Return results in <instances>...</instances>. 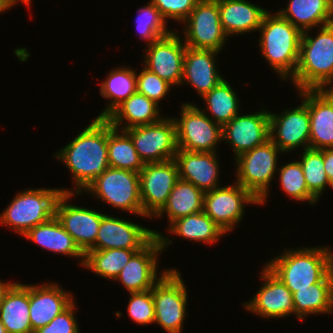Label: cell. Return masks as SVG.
<instances>
[{
  "instance_id": "19",
  "label": "cell",
  "mask_w": 333,
  "mask_h": 333,
  "mask_svg": "<svg viewBox=\"0 0 333 333\" xmlns=\"http://www.w3.org/2000/svg\"><path fill=\"white\" fill-rule=\"evenodd\" d=\"M260 109L255 113H240L222 127V141L229 143L235 158L270 139L269 111L263 106Z\"/></svg>"
},
{
  "instance_id": "7",
  "label": "cell",
  "mask_w": 333,
  "mask_h": 333,
  "mask_svg": "<svg viewBox=\"0 0 333 333\" xmlns=\"http://www.w3.org/2000/svg\"><path fill=\"white\" fill-rule=\"evenodd\" d=\"M98 200L141 217L148 218L142 210L139 173L108 167L83 191Z\"/></svg>"
},
{
  "instance_id": "1",
  "label": "cell",
  "mask_w": 333,
  "mask_h": 333,
  "mask_svg": "<svg viewBox=\"0 0 333 333\" xmlns=\"http://www.w3.org/2000/svg\"><path fill=\"white\" fill-rule=\"evenodd\" d=\"M88 125L54 154L73 174L76 196L110 167L107 154L109 122L105 118H95Z\"/></svg>"
},
{
  "instance_id": "3",
  "label": "cell",
  "mask_w": 333,
  "mask_h": 333,
  "mask_svg": "<svg viewBox=\"0 0 333 333\" xmlns=\"http://www.w3.org/2000/svg\"><path fill=\"white\" fill-rule=\"evenodd\" d=\"M332 251L327 246L288 248L264 265L293 294L320 282L333 269Z\"/></svg>"
},
{
  "instance_id": "9",
  "label": "cell",
  "mask_w": 333,
  "mask_h": 333,
  "mask_svg": "<svg viewBox=\"0 0 333 333\" xmlns=\"http://www.w3.org/2000/svg\"><path fill=\"white\" fill-rule=\"evenodd\" d=\"M151 290L155 308L154 323L168 333H182L189 296L181 274L177 269L169 268Z\"/></svg>"
},
{
  "instance_id": "10",
  "label": "cell",
  "mask_w": 333,
  "mask_h": 333,
  "mask_svg": "<svg viewBox=\"0 0 333 333\" xmlns=\"http://www.w3.org/2000/svg\"><path fill=\"white\" fill-rule=\"evenodd\" d=\"M171 243L173 240L164 234L155 236L144 248L132 255L115 280L121 283L129 293L151 290L169 270H162V273L160 271L161 275L157 271L158 257Z\"/></svg>"
},
{
  "instance_id": "22",
  "label": "cell",
  "mask_w": 333,
  "mask_h": 333,
  "mask_svg": "<svg viewBox=\"0 0 333 333\" xmlns=\"http://www.w3.org/2000/svg\"><path fill=\"white\" fill-rule=\"evenodd\" d=\"M74 301L73 294L57 283L29 284V317L33 332L50 323Z\"/></svg>"
},
{
  "instance_id": "41",
  "label": "cell",
  "mask_w": 333,
  "mask_h": 333,
  "mask_svg": "<svg viewBox=\"0 0 333 333\" xmlns=\"http://www.w3.org/2000/svg\"><path fill=\"white\" fill-rule=\"evenodd\" d=\"M142 69L136 74L137 92L161 106L159 101L166 98L165 96L172 90V85L145 67Z\"/></svg>"
},
{
  "instance_id": "46",
  "label": "cell",
  "mask_w": 333,
  "mask_h": 333,
  "mask_svg": "<svg viewBox=\"0 0 333 333\" xmlns=\"http://www.w3.org/2000/svg\"><path fill=\"white\" fill-rule=\"evenodd\" d=\"M11 283L12 282H4V281L0 280V302H1V299H2V296L5 292V290L9 287V285Z\"/></svg>"
},
{
  "instance_id": "39",
  "label": "cell",
  "mask_w": 333,
  "mask_h": 333,
  "mask_svg": "<svg viewBox=\"0 0 333 333\" xmlns=\"http://www.w3.org/2000/svg\"><path fill=\"white\" fill-rule=\"evenodd\" d=\"M137 14L136 29L140 38L147 41V45L172 31L166 27L167 23L150 1L144 7L139 8Z\"/></svg>"
},
{
  "instance_id": "13",
  "label": "cell",
  "mask_w": 333,
  "mask_h": 333,
  "mask_svg": "<svg viewBox=\"0 0 333 333\" xmlns=\"http://www.w3.org/2000/svg\"><path fill=\"white\" fill-rule=\"evenodd\" d=\"M260 202L237 182L204 192L203 212L227 234L243 220L245 206Z\"/></svg>"
},
{
  "instance_id": "21",
  "label": "cell",
  "mask_w": 333,
  "mask_h": 333,
  "mask_svg": "<svg viewBox=\"0 0 333 333\" xmlns=\"http://www.w3.org/2000/svg\"><path fill=\"white\" fill-rule=\"evenodd\" d=\"M310 116L309 148H333V89L298 91Z\"/></svg>"
},
{
  "instance_id": "14",
  "label": "cell",
  "mask_w": 333,
  "mask_h": 333,
  "mask_svg": "<svg viewBox=\"0 0 333 333\" xmlns=\"http://www.w3.org/2000/svg\"><path fill=\"white\" fill-rule=\"evenodd\" d=\"M178 180L174 159L144 165L139 173V187L142 210L148 218L154 217L163 208Z\"/></svg>"
},
{
  "instance_id": "30",
  "label": "cell",
  "mask_w": 333,
  "mask_h": 333,
  "mask_svg": "<svg viewBox=\"0 0 333 333\" xmlns=\"http://www.w3.org/2000/svg\"><path fill=\"white\" fill-rule=\"evenodd\" d=\"M293 303L301 321L310 314H333V269L320 282L294 292Z\"/></svg>"
},
{
  "instance_id": "35",
  "label": "cell",
  "mask_w": 333,
  "mask_h": 333,
  "mask_svg": "<svg viewBox=\"0 0 333 333\" xmlns=\"http://www.w3.org/2000/svg\"><path fill=\"white\" fill-rule=\"evenodd\" d=\"M202 99L207 106L208 117L223 127L239 114V98L231 84L224 78L216 87L206 93Z\"/></svg>"
},
{
  "instance_id": "48",
  "label": "cell",
  "mask_w": 333,
  "mask_h": 333,
  "mask_svg": "<svg viewBox=\"0 0 333 333\" xmlns=\"http://www.w3.org/2000/svg\"><path fill=\"white\" fill-rule=\"evenodd\" d=\"M0 333H7L1 321H0Z\"/></svg>"
},
{
  "instance_id": "27",
  "label": "cell",
  "mask_w": 333,
  "mask_h": 333,
  "mask_svg": "<svg viewBox=\"0 0 333 333\" xmlns=\"http://www.w3.org/2000/svg\"><path fill=\"white\" fill-rule=\"evenodd\" d=\"M160 111L158 104L136 91L105 119L114 128L127 130L159 122L163 118L162 115L160 116Z\"/></svg>"
},
{
  "instance_id": "18",
  "label": "cell",
  "mask_w": 333,
  "mask_h": 333,
  "mask_svg": "<svg viewBox=\"0 0 333 333\" xmlns=\"http://www.w3.org/2000/svg\"><path fill=\"white\" fill-rule=\"evenodd\" d=\"M159 235L161 233L156 230L105 214L101 220L95 245L90 250L142 249Z\"/></svg>"
},
{
  "instance_id": "16",
  "label": "cell",
  "mask_w": 333,
  "mask_h": 333,
  "mask_svg": "<svg viewBox=\"0 0 333 333\" xmlns=\"http://www.w3.org/2000/svg\"><path fill=\"white\" fill-rule=\"evenodd\" d=\"M74 195V192L63 193L58 198L55 206V217L72 236L79 249L86 254L95 245L101 220L105 213L71 204L69 200Z\"/></svg>"
},
{
  "instance_id": "4",
  "label": "cell",
  "mask_w": 333,
  "mask_h": 333,
  "mask_svg": "<svg viewBox=\"0 0 333 333\" xmlns=\"http://www.w3.org/2000/svg\"><path fill=\"white\" fill-rule=\"evenodd\" d=\"M259 48L267 63L281 79L290 80L299 59L302 32L277 12L264 16L258 29Z\"/></svg>"
},
{
  "instance_id": "11",
  "label": "cell",
  "mask_w": 333,
  "mask_h": 333,
  "mask_svg": "<svg viewBox=\"0 0 333 333\" xmlns=\"http://www.w3.org/2000/svg\"><path fill=\"white\" fill-rule=\"evenodd\" d=\"M183 26V41L193 49L220 52L228 40L221 26L217 0H199Z\"/></svg>"
},
{
  "instance_id": "20",
  "label": "cell",
  "mask_w": 333,
  "mask_h": 333,
  "mask_svg": "<svg viewBox=\"0 0 333 333\" xmlns=\"http://www.w3.org/2000/svg\"><path fill=\"white\" fill-rule=\"evenodd\" d=\"M261 272L263 283L243 308L265 319H280L294 314L292 292L266 266Z\"/></svg>"
},
{
  "instance_id": "25",
  "label": "cell",
  "mask_w": 333,
  "mask_h": 333,
  "mask_svg": "<svg viewBox=\"0 0 333 333\" xmlns=\"http://www.w3.org/2000/svg\"><path fill=\"white\" fill-rule=\"evenodd\" d=\"M220 22L227 37L258 31L269 12L247 0H217Z\"/></svg>"
},
{
  "instance_id": "47",
  "label": "cell",
  "mask_w": 333,
  "mask_h": 333,
  "mask_svg": "<svg viewBox=\"0 0 333 333\" xmlns=\"http://www.w3.org/2000/svg\"><path fill=\"white\" fill-rule=\"evenodd\" d=\"M12 8L5 0H0V14Z\"/></svg>"
},
{
  "instance_id": "42",
  "label": "cell",
  "mask_w": 333,
  "mask_h": 333,
  "mask_svg": "<svg viewBox=\"0 0 333 333\" xmlns=\"http://www.w3.org/2000/svg\"><path fill=\"white\" fill-rule=\"evenodd\" d=\"M198 1L199 0H150L159 10L160 15L166 23L168 19L183 23L193 11Z\"/></svg>"
},
{
  "instance_id": "31",
  "label": "cell",
  "mask_w": 333,
  "mask_h": 333,
  "mask_svg": "<svg viewBox=\"0 0 333 333\" xmlns=\"http://www.w3.org/2000/svg\"><path fill=\"white\" fill-rule=\"evenodd\" d=\"M204 192L192 183L179 179L174 185L166 204L154 216L168 218L169 225L178 218L203 212Z\"/></svg>"
},
{
  "instance_id": "45",
  "label": "cell",
  "mask_w": 333,
  "mask_h": 333,
  "mask_svg": "<svg viewBox=\"0 0 333 333\" xmlns=\"http://www.w3.org/2000/svg\"><path fill=\"white\" fill-rule=\"evenodd\" d=\"M12 8H13V6H16L17 5V3H23V4H25L26 5V7H31L30 5H31V1H33V0H5Z\"/></svg>"
},
{
  "instance_id": "2",
  "label": "cell",
  "mask_w": 333,
  "mask_h": 333,
  "mask_svg": "<svg viewBox=\"0 0 333 333\" xmlns=\"http://www.w3.org/2000/svg\"><path fill=\"white\" fill-rule=\"evenodd\" d=\"M316 29L315 36L302 32L296 72L290 79L296 91L333 89V23Z\"/></svg>"
},
{
  "instance_id": "44",
  "label": "cell",
  "mask_w": 333,
  "mask_h": 333,
  "mask_svg": "<svg viewBox=\"0 0 333 333\" xmlns=\"http://www.w3.org/2000/svg\"><path fill=\"white\" fill-rule=\"evenodd\" d=\"M324 169L327 178L333 185V148L324 149Z\"/></svg>"
},
{
  "instance_id": "23",
  "label": "cell",
  "mask_w": 333,
  "mask_h": 333,
  "mask_svg": "<svg viewBox=\"0 0 333 333\" xmlns=\"http://www.w3.org/2000/svg\"><path fill=\"white\" fill-rule=\"evenodd\" d=\"M216 152H191L178 149L175 162L179 179L207 192L219 187L220 171Z\"/></svg>"
},
{
  "instance_id": "15",
  "label": "cell",
  "mask_w": 333,
  "mask_h": 333,
  "mask_svg": "<svg viewBox=\"0 0 333 333\" xmlns=\"http://www.w3.org/2000/svg\"><path fill=\"white\" fill-rule=\"evenodd\" d=\"M185 49L183 39L173 30L146 46L143 67L172 86H181Z\"/></svg>"
},
{
  "instance_id": "28",
  "label": "cell",
  "mask_w": 333,
  "mask_h": 333,
  "mask_svg": "<svg viewBox=\"0 0 333 333\" xmlns=\"http://www.w3.org/2000/svg\"><path fill=\"white\" fill-rule=\"evenodd\" d=\"M276 11L301 32L333 23V0H289ZM321 25V26H320Z\"/></svg>"
},
{
  "instance_id": "5",
  "label": "cell",
  "mask_w": 333,
  "mask_h": 333,
  "mask_svg": "<svg viewBox=\"0 0 333 333\" xmlns=\"http://www.w3.org/2000/svg\"><path fill=\"white\" fill-rule=\"evenodd\" d=\"M22 191L13 197L0 214V224L23 236L33 227L52 219L58 198L63 193H72L73 190L44 187Z\"/></svg>"
},
{
  "instance_id": "17",
  "label": "cell",
  "mask_w": 333,
  "mask_h": 333,
  "mask_svg": "<svg viewBox=\"0 0 333 333\" xmlns=\"http://www.w3.org/2000/svg\"><path fill=\"white\" fill-rule=\"evenodd\" d=\"M281 113L269 111L270 140L285 154L298 147L308 149L310 116L307 104L302 100L298 106Z\"/></svg>"
},
{
  "instance_id": "8",
  "label": "cell",
  "mask_w": 333,
  "mask_h": 333,
  "mask_svg": "<svg viewBox=\"0 0 333 333\" xmlns=\"http://www.w3.org/2000/svg\"><path fill=\"white\" fill-rule=\"evenodd\" d=\"M180 107V117L173 118L178 149L217 152V146L222 141V127L208 117L205 109L191 102H185Z\"/></svg>"
},
{
  "instance_id": "24",
  "label": "cell",
  "mask_w": 333,
  "mask_h": 333,
  "mask_svg": "<svg viewBox=\"0 0 333 333\" xmlns=\"http://www.w3.org/2000/svg\"><path fill=\"white\" fill-rule=\"evenodd\" d=\"M220 52L193 49L186 46L181 85L190 84L203 97L216 87L225 77L217 69L215 57Z\"/></svg>"
},
{
  "instance_id": "12",
  "label": "cell",
  "mask_w": 333,
  "mask_h": 333,
  "mask_svg": "<svg viewBox=\"0 0 333 333\" xmlns=\"http://www.w3.org/2000/svg\"><path fill=\"white\" fill-rule=\"evenodd\" d=\"M130 137L144 164L159 163L175 158L177 153L176 126L173 116L156 123L124 130Z\"/></svg>"
},
{
  "instance_id": "26",
  "label": "cell",
  "mask_w": 333,
  "mask_h": 333,
  "mask_svg": "<svg viewBox=\"0 0 333 333\" xmlns=\"http://www.w3.org/2000/svg\"><path fill=\"white\" fill-rule=\"evenodd\" d=\"M0 321L7 333H34L29 317V284L12 282L5 290Z\"/></svg>"
},
{
  "instance_id": "38",
  "label": "cell",
  "mask_w": 333,
  "mask_h": 333,
  "mask_svg": "<svg viewBox=\"0 0 333 333\" xmlns=\"http://www.w3.org/2000/svg\"><path fill=\"white\" fill-rule=\"evenodd\" d=\"M278 169L281 190L294 201H306L311 205L317 204L318 200L308 191L304 172L299 161L282 164Z\"/></svg>"
},
{
  "instance_id": "40",
  "label": "cell",
  "mask_w": 333,
  "mask_h": 333,
  "mask_svg": "<svg viewBox=\"0 0 333 333\" xmlns=\"http://www.w3.org/2000/svg\"><path fill=\"white\" fill-rule=\"evenodd\" d=\"M127 314L136 324L148 325L154 323L155 308L152 290L129 293Z\"/></svg>"
},
{
  "instance_id": "32",
  "label": "cell",
  "mask_w": 333,
  "mask_h": 333,
  "mask_svg": "<svg viewBox=\"0 0 333 333\" xmlns=\"http://www.w3.org/2000/svg\"><path fill=\"white\" fill-rule=\"evenodd\" d=\"M130 66L115 67L110 70L100 85V95L110 100L105 109L96 118H106L118 105L137 91L136 70Z\"/></svg>"
},
{
  "instance_id": "43",
  "label": "cell",
  "mask_w": 333,
  "mask_h": 333,
  "mask_svg": "<svg viewBox=\"0 0 333 333\" xmlns=\"http://www.w3.org/2000/svg\"><path fill=\"white\" fill-rule=\"evenodd\" d=\"M75 303L74 301L65 311L34 333H80L79 323L75 317V308L77 307Z\"/></svg>"
},
{
  "instance_id": "29",
  "label": "cell",
  "mask_w": 333,
  "mask_h": 333,
  "mask_svg": "<svg viewBox=\"0 0 333 333\" xmlns=\"http://www.w3.org/2000/svg\"><path fill=\"white\" fill-rule=\"evenodd\" d=\"M23 237L45 250L47 249L46 251L79 258V264L81 266L84 264L85 254L55 216L49 221L33 227Z\"/></svg>"
},
{
  "instance_id": "36",
  "label": "cell",
  "mask_w": 333,
  "mask_h": 333,
  "mask_svg": "<svg viewBox=\"0 0 333 333\" xmlns=\"http://www.w3.org/2000/svg\"><path fill=\"white\" fill-rule=\"evenodd\" d=\"M139 250L141 249L89 250L85 254L83 266L100 277L115 281L132 255Z\"/></svg>"
},
{
  "instance_id": "6",
  "label": "cell",
  "mask_w": 333,
  "mask_h": 333,
  "mask_svg": "<svg viewBox=\"0 0 333 333\" xmlns=\"http://www.w3.org/2000/svg\"><path fill=\"white\" fill-rule=\"evenodd\" d=\"M283 154L269 139L264 144L256 146L237 156L235 161L236 180L239 185L249 191L259 202L266 203L269 197L270 185L276 170L278 158Z\"/></svg>"
},
{
  "instance_id": "33",
  "label": "cell",
  "mask_w": 333,
  "mask_h": 333,
  "mask_svg": "<svg viewBox=\"0 0 333 333\" xmlns=\"http://www.w3.org/2000/svg\"><path fill=\"white\" fill-rule=\"evenodd\" d=\"M168 226L166 230L169 233L192 242L216 244L222 236L227 235L224 230L204 212L178 218Z\"/></svg>"
},
{
  "instance_id": "37",
  "label": "cell",
  "mask_w": 333,
  "mask_h": 333,
  "mask_svg": "<svg viewBox=\"0 0 333 333\" xmlns=\"http://www.w3.org/2000/svg\"><path fill=\"white\" fill-rule=\"evenodd\" d=\"M303 150L299 153L301 158L298 161L302 166L308 191L319 201L327 186L333 189L324 169V149Z\"/></svg>"
},
{
  "instance_id": "34",
  "label": "cell",
  "mask_w": 333,
  "mask_h": 333,
  "mask_svg": "<svg viewBox=\"0 0 333 333\" xmlns=\"http://www.w3.org/2000/svg\"><path fill=\"white\" fill-rule=\"evenodd\" d=\"M108 163L111 168L124 169L140 173L144 163L139 157L131 137L109 123Z\"/></svg>"
}]
</instances>
